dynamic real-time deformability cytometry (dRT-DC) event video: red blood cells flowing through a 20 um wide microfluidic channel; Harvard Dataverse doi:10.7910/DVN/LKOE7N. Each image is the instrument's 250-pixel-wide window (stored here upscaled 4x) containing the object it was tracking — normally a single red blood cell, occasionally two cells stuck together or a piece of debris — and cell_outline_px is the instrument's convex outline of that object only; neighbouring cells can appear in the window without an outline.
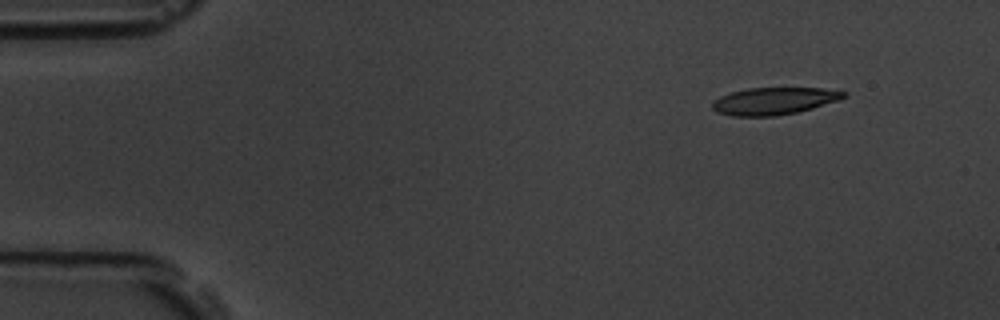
{"species": "common noctule bat (a hibernating species)", "species_latin": "Nyctalus noctula", "temperature_condition": "room temperature", "stored_images_in_passage": 52, "camera_frame_rate_fps": 3000, "um_per_image_px": 0.085, "animal": {"sex": "male", "body_mass_g": 19.5, "forearm_length_mm": 54.6}, "frame": {"image": 1, "passage_image": 1, "time_ms": 0.0, "image_size_px": [1000, 320], "cell_outline_px": [[848, 96], [840, 100], [812, 108], [796, 112], [776, 116], [732, 116], [716, 112], [712, 108], [712, 104], [720, 96], [732, 92], [748, 88], [820, 88], [848, 92]], "centroid_in_image_um": [65.82, 8.58], "position_along_channel_um": 19.2, "area_um2": 20.81}}
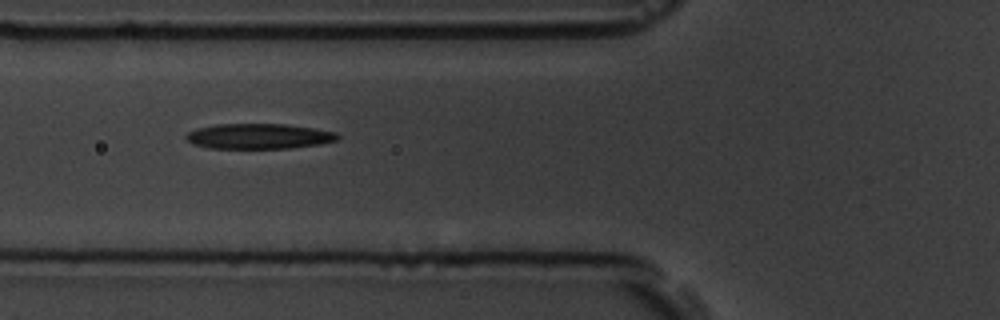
{"frame": {"image": 2, "passage_image": 16, "time_ms": 5.0, "image_size_px": [1000, 320], "cell_outline_px": [[340, 136], [336, 140], [320, 144], [288, 148], [208, 148], [196, 144], [188, 140], [184, 136], [188, 132], [196, 128], [216, 124], [284, 124], [316, 128], [336, 132]], "centroid_in_image_um": [22.01, 11.57], "position_along_channel_um": 103.8, "area_um2": 22.25}}
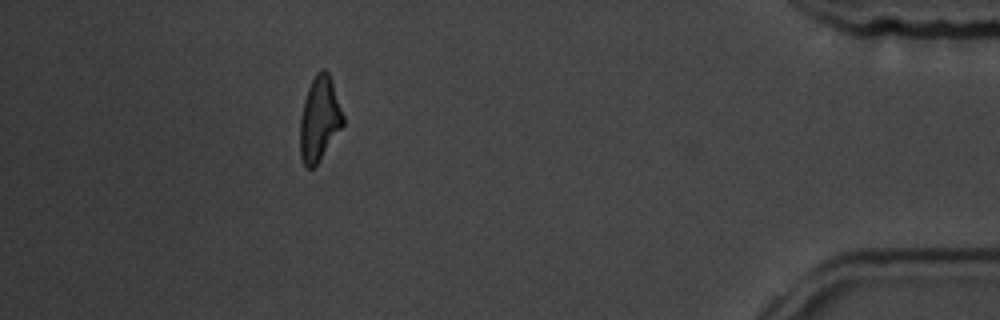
{"frame": {"image": 3, "passage_image": 46, "time_ms": 15.0, "image_size_px": [1000, 320], "cell_outline_px": [[344, 124], [316, 164], [312, 168], [308, 168], [304, 164], [300, 156], [300, 116], [304, 100], [308, 88], [316, 72], [320, 68], [324, 68], [328, 72], [332, 80], [344, 116]], "centroid_in_image_um": [27.15, 10.06], "position_along_channel_um": 408.1, "area_um2": 21.04}, "authors_computed_cell_mechanics": {"area_um2": 22.1663, "velocity_mm_per_s": 3.5732, "shape_relaxation_time_tau1_ms": 4.8766, "shape_relaxation_time_tau2_ms": 3.488, "deformation_change_tau1": 0.166, "deformation_change_tau2": 0.1558}}